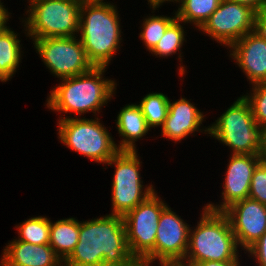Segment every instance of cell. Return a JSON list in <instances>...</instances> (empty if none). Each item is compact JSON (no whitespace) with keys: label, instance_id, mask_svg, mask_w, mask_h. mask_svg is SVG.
Returning a JSON list of instances; mask_svg holds the SVG:
<instances>
[{"label":"cell","instance_id":"cell-1","mask_svg":"<svg viewBox=\"0 0 266 266\" xmlns=\"http://www.w3.org/2000/svg\"><path fill=\"white\" fill-rule=\"evenodd\" d=\"M131 255L123 216L79 222L78 243L63 266H138Z\"/></svg>","mask_w":266,"mask_h":266},{"label":"cell","instance_id":"cell-2","mask_svg":"<svg viewBox=\"0 0 266 266\" xmlns=\"http://www.w3.org/2000/svg\"><path fill=\"white\" fill-rule=\"evenodd\" d=\"M116 5L104 1L82 2L79 31L88 60L107 67L120 47L121 28Z\"/></svg>","mask_w":266,"mask_h":266},{"label":"cell","instance_id":"cell-3","mask_svg":"<svg viewBox=\"0 0 266 266\" xmlns=\"http://www.w3.org/2000/svg\"><path fill=\"white\" fill-rule=\"evenodd\" d=\"M106 67H93L89 72L70 78L50 91L47 108L63 113H99V110L112 98L117 87L115 81L103 77Z\"/></svg>","mask_w":266,"mask_h":266},{"label":"cell","instance_id":"cell-4","mask_svg":"<svg viewBox=\"0 0 266 266\" xmlns=\"http://www.w3.org/2000/svg\"><path fill=\"white\" fill-rule=\"evenodd\" d=\"M196 228L189 230V245L181 264L203 261H239L238 244L228 217L223 212L202 208Z\"/></svg>","mask_w":266,"mask_h":266},{"label":"cell","instance_id":"cell-5","mask_svg":"<svg viewBox=\"0 0 266 266\" xmlns=\"http://www.w3.org/2000/svg\"><path fill=\"white\" fill-rule=\"evenodd\" d=\"M212 125V126H211ZM203 128L210 137L230 147L232 154L258 155L260 126L248 100L241 95L213 124Z\"/></svg>","mask_w":266,"mask_h":266},{"label":"cell","instance_id":"cell-6","mask_svg":"<svg viewBox=\"0 0 266 266\" xmlns=\"http://www.w3.org/2000/svg\"><path fill=\"white\" fill-rule=\"evenodd\" d=\"M25 33L31 39L78 36L80 0H31Z\"/></svg>","mask_w":266,"mask_h":266},{"label":"cell","instance_id":"cell-7","mask_svg":"<svg viewBox=\"0 0 266 266\" xmlns=\"http://www.w3.org/2000/svg\"><path fill=\"white\" fill-rule=\"evenodd\" d=\"M100 119L61 117L58 137L69 149L98 163L106 164L120 150Z\"/></svg>","mask_w":266,"mask_h":266},{"label":"cell","instance_id":"cell-8","mask_svg":"<svg viewBox=\"0 0 266 266\" xmlns=\"http://www.w3.org/2000/svg\"><path fill=\"white\" fill-rule=\"evenodd\" d=\"M164 202L154 192L123 216L127 244L139 264L151 266L155 263L158 222L162 211L168 206Z\"/></svg>","mask_w":266,"mask_h":266},{"label":"cell","instance_id":"cell-9","mask_svg":"<svg viewBox=\"0 0 266 266\" xmlns=\"http://www.w3.org/2000/svg\"><path fill=\"white\" fill-rule=\"evenodd\" d=\"M140 159L136 151H119L106 164L115 165L112 181V213L124 216L155 192L153 185L143 187ZM113 164V165H112ZM144 188V190H143Z\"/></svg>","mask_w":266,"mask_h":266},{"label":"cell","instance_id":"cell-10","mask_svg":"<svg viewBox=\"0 0 266 266\" xmlns=\"http://www.w3.org/2000/svg\"><path fill=\"white\" fill-rule=\"evenodd\" d=\"M74 37L33 39L36 52L53 75L59 79L89 72L94 66L88 60L81 40Z\"/></svg>","mask_w":266,"mask_h":266},{"label":"cell","instance_id":"cell-11","mask_svg":"<svg viewBox=\"0 0 266 266\" xmlns=\"http://www.w3.org/2000/svg\"><path fill=\"white\" fill-rule=\"evenodd\" d=\"M256 12L248 6L221 0L218 8L199 29L218 43L231 47L255 30Z\"/></svg>","mask_w":266,"mask_h":266},{"label":"cell","instance_id":"cell-12","mask_svg":"<svg viewBox=\"0 0 266 266\" xmlns=\"http://www.w3.org/2000/svg\"><path fill=\"white\" fill-rule=\"evenodd\" d=\"M190 226L168 206L162 211L155 240V261L181 263L189 245Z\"/></svg>","mask_w":266,"mask_h":266},{"label":"cell","instance_id":"cell-13","mask_svg":"<svg viewBox=\"0 0 266 266\" xmlns=\"http://www.w3.org/2000/svg\"><path fill=\"white\" fill-rule=\"evenodd\" d=\"M223 213L241 249L247 250L266 232V205L245 198L230 205Z\"/></svg>","mask_w":266,"mask_h":266},{"label":"cell","instance_id":"cell-14","mask_svg":"<svg viewBox=\"0 0 266 266\" xmlns=\"http://www.w3.org/2000/svg\"><path fill=\"white\" fill-rule=\"evenodd\" d=\"M261 160L259 155L231 154L223 184V202L220 205L209 203L204 207L223 212L233 203L248 198L253 172Z\"/></svg>","mask_w":266,"mask_h":266},{"label":"cell","instance_id":"cell-15","mask_svg":"<svg viewBox=\"0 0 266 266\" xmlns=\"http://www.w3.org/2000/svg\"><path fill=\"white\" fill-rule=\"evenodd\" d=\"M230 56L250 81H266V40L256 30L247 33L230 47ZM232 50V51H231Z\"/></svg>","mask_w":266,"mask_h":266},{"label":"cell","instance_id":"cell-16","mask_svg":"<svg viewBox=\"0 0 266 266\" xmlns=\"http://www.w3.org/2000/svg\"><path fill=\"white\" fill-rule=\"evenodd\" d=\"M202 113L186 98L175 102L170 100L167 117L161 127L162 136L178 142L193 132L202 130L200 126L203 125L205 116Z\"/></svg>","mask_w":266,"mask_h":266},{"label":"cell","instance_id":"cell-17","mask_svg":"<svg viewBox=\"0 0 266 266\" xmlns=\"http://www.w3.org/2000/svg\"><path fill=\"white\" fill-rule=\"evenodd\" d=\"M0 266H63L49 244L35 245L14 239L5 246Z\"/></svg>","mask_w":266,"mask_h":266},{"label":"cell","instance_id":"cell-18","mask_svg":"<svg viewBox=\"0 0 266 266\" xmlns=\"http://www.w3.org/2000/svg\"><path fill=\"white\" fill-rule=\"evenodd\" d=\"M116 126L122 140L117 147L120 151H136L135 141L145 136L149 127L138 104L124 106L117 115Z\"/></svg>","mask_w":266,"mask_h":266},{"label":"cell","instance_id":"cell-19","mask_svg":"<svg viewBox=\"0 0 266 266\" xmlns=\"http://www.w3.org/2000/svg\"><path fill=\"white\" fill-rule=\"evenodd\" d=\"M49 235V245L64 262L78 243L79 221L73 217L61 219L54 223L50 220Z\"/></svg>","mask_w":266,"mask_h":266},{"label":"cell","instance_id":"cell-20","mask_svg":"<svg viewBox=\"0 0 266 266\" xmlns=\"http://www.w3.org/2000/svg\"><path fill=\"white\" fill-rule=\"evenodd\" d=\"M21 45L17 34L8 26L0 32V81L13 77L21 62Z\"/></svg>","mask_w":266,"mask_h":266},{"label":"cell","instance_id":"cell-21","mask_svg":"<svg viewBox=\"0 0 266 266\" xmlns=\"http://www.w3.org/2000/svg\"><path fill=\"white\" fill-rule=\"evenodd\" d=\"M177 2L179 7L175 11L176 18L184 23H193L200 29L218 8L221 0H178Z\"/></svg>","mask_w":266,"mask_h":266},{"label":"cell","instance_id":"cell-22","mask_svg":"<svg viewBox=\"0 0 266 266\" xmlns=\"http://www.w3.org/2000/svg\"><path fill=\"white\" fill-rule=\"evenodd\" d=\"M170 99L163 93L153 92L144 96L138 104L149 128L163 126Z\"/></svg>","mask_w":266,"mask_h":266},{"label":"cell","instance_id":"cell-23","mask_svg":"<svg viewBox=\"0 0 266 266\" xmlns=\"http://www.w3.org/2000/svg\"><path fill=\"white\" fill-rule=\"evenodd\" d=\"M18 238L35 245H46L50 242V219L44 216L29 218L22 224H18Z\"/></svg>","mask_w":266,"mask_h":266},{"label":"cell","instance_id":"cell-24","mask_svg":"<svg viewBox=\"0 0 266 266\" xmlns=\"http://www.w3.org/2000/svg\"><path fill=\"white\" fill-rule=\"evenodd\" d=\"M182 21L175 19L166 29L163 37L159 42L154 46L150 51L151 54H154L158 57H168L172 54H175L177 51H181L183 42L185 40V31L184 27L181 26Z\"/></svg>","mask_w":266,"mask_h":266},{"label":"cell","instance_id":"cell-25","mask_svg":"<svg viewBox=\"0 0 266 266\" xmlns=\"http://www.w3.org/2000/svg\"><path fill=\"white\" fill-rule=\"evenodd\" d=\"M176 19V14L174 17L168 16H149L143 21V30L139 34V38L144 42V45L149 50V52L154 48V46L163 37L167 27Z\"/></svg>","mask_w":266,"mask_h":266},{"label":"cell","instance_id":"cell-26","mask_svg":"<svg viewBox=\"0 0 266 266\" xmlns=\"http://www.w3.org/2000/svg\"><path fill=\"white\" fill-rule=\"evenodd\" d=\"M252 93L244 95L250 103L256 123L266 125V81L253 84Z\"/></svg>","mask_w":266,"mask_h":266},{"label":"cell","instance_id":"cell-27","mask_svg":"<svg viewBox=\"0 0 266 266\" xmlns=\"http://www.w3.org/2000/svg\"><path fill=\"white\" fill-rule=\"evenodd\" d=\"M248 198L266 205V160H261L253 172Z\"/></svg>","mask_w":266,"mask_h":266},{"label":"cell","instance_id":"cell-28","mask_svg":"<svg viewBox=\"0 0 266 266\" xmlns=\"http://www.w3.org/2000/svg\"><path fill=\"white\" fill-rule=\"evenodd\" d=\"M259 266H266V232L246 250Z\"/></svg>","mask_w":266,"mask_h":266},{"label":"cell","instance_id":"cell-29","mask_svg":"<svg viewBox=\"0 0 266 266\" xmlns=\"http://www.w3.org/2000/svg\"><path fill=\"white\" fill-rule=\"evenodd\" d=\"M255 30L266 40V8L256 13Z\"/></svg>","mask_w":266,"mask_h":266},{"label":"cell","instance_id":"cell-30","mask_svg":"<svg viewBox=\"0 0 266 266\" xmlns=\"http://www.w3.org/2000/svg\"><path fill=\"white\" fill-rule=\"evenodd\" d=\"M253 9L256 13L266 8V0H231Z\"/></svg>","mask_w":266,"mask_h":266},{"label":"cell","instance_id":"cell-31","mask_svg":"<svg viewBox=\"0 0 266 266\" xmlns=\"http://www.w3.org/2000/svg\"><path fill=\"white\" fill-rule=\"evenodd\" d=\"M191 266H240L239 261H203Z\"/></svg>","mask_w":266,"mask_h":266},{"label":"cell","instance_id":"cell-32","mask_svg":"<svg viewBox=\"0 0 266 266\" xmlns=\"http://www.w3.org/2000/svg\"><path fill=\"white\" fill-rule=\"evenodd\" d=\"M262 160H266V125L260 127L259 154Z\"/></svg>","mask_w":266,"mask_h":266},{"label":"cell","instance_id":"cell-33","mask_svg":"<svg viewBox=\"0 0 266 266\" xmlns=\"http://www.w3.org/2000/svg\"><path fill=\"white\" fill-rule=\"evenodd\" d=\"M0 3V32L7 27V21H9V12L8 10Z\"/></svg>","mask_w":266,"mask_h":266},{"label":"cell","instance_id":"cell-34","mask_svg":"<svg viewBox=\"0 0 266 266\" xmlns=\"http://www.w3.org/2000/svg\"><path fill=\"white\" fill-rule=\"evenodd\" d=\"M148 4L150 3V7H152L153 10H156V8H159L160 5H162L164 2H170L171 0H147Z\"/></svg>","mask_w":266,"mask_h":266},{"label":"cell","instance_id":"cell-35","mask_svg":"<svg viewBox=\"0 0 266 266\" xmlns=\"http://www.w3.org/2000/svg\"><path fill=\"white\" fill-rule=\"evenodd\" d=\"M159 266H186L181 263H158Z\"/></svg>","mask_w":266,"mask_h":266},{"label":"cell","instance_id":"cell-36","mask_svg":"<svg viewBox=\"0 0 266 266\" xmlns=\"http://www.w3.org/2000/svg\"><path fill=\"white\" fill-rule=\"evenodd\" d=\"M81 2H97V1H103V0H80Z\"/></svg>","mask_w":266,"mask_h":266}]
</instances>
